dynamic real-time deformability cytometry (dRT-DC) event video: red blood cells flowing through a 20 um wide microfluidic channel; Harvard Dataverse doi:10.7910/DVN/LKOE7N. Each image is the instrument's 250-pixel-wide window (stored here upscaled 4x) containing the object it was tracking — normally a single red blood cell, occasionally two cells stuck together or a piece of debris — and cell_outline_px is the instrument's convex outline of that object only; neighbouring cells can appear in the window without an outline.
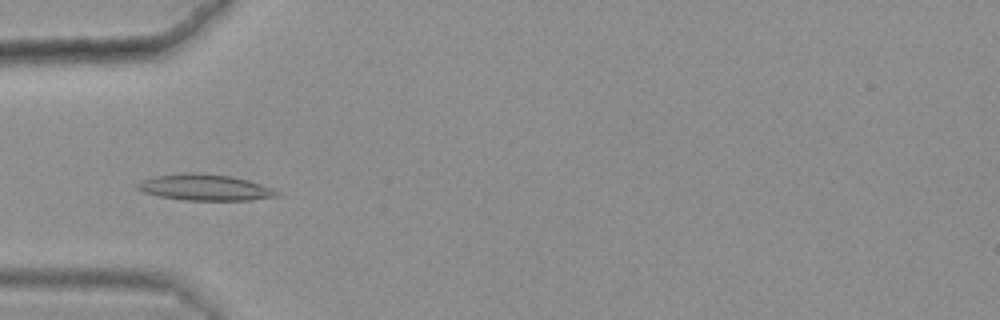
{"species": "common noctule bat (a hibernating species)", "species_latin": "Nyctalus noctula", "temperature_condition": "warm", "stored_images_in_passage": 46, "camera_frame_rate_fps": 3000, "um_per_image_px": 0.085, "animal": {"sex": "female", "body_mass_g": 25.1}, "frame": {"image": 1, "passage_image": 17, "time_ms": 5.333, "image_size_px": [1000, 320], "cell_outline_px": [[280, 196], [248, 200], [184, 200], [160, 196], [144, 192], [136, 188], [136, 184], [144, 180], [156, 176], [192, 172], [232, 176], [248, 180], [272, 188], [280, 192]], "centroid_in_image_um": [17.46, 15.93], "position_along_channel_um": 67.5, "area_um2": 21.04}}
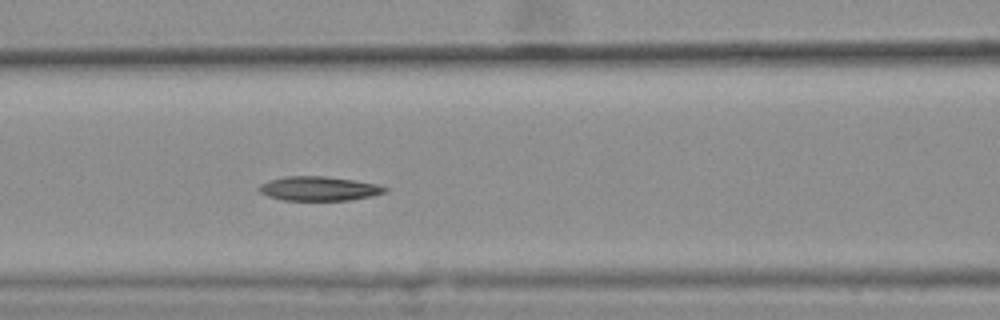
{"frame": {"image": 2, "passage_image": 23, "time_ms": 7.333, "image_size_px": [1000, 320], "cell_outline_px": [[388, 192], [372, 196], [348, 200], [280, 200], [268, 196], [260, 192], [256, 188], [260, 184], [268, 180], [284, 176], [324, 176], [356, 180], [376, 184], [388, 188]], "centroid_in_image_um": [27.09, 16.02], "position_along_channel_um": 139.5, "area_um2": 17.98}}
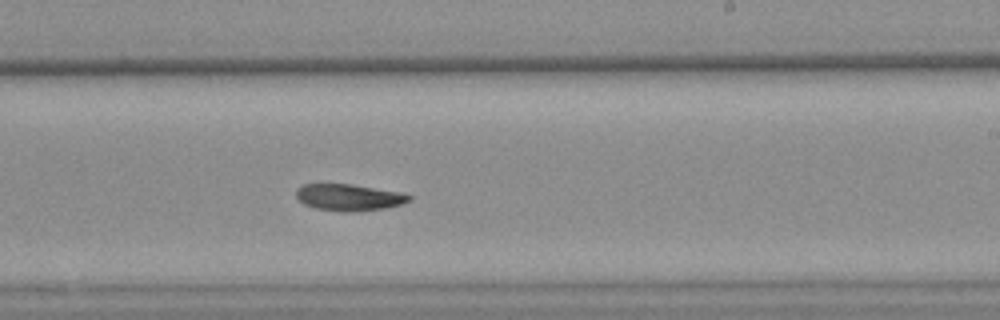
{"frame": {"image": 3, "passage_image": 33, "time_ms": 10.667, "image_size_px": [1000, 320], "cell_outline_px": [[412, 200], [404, 204], [384, 208], [352, 212], [348, 212], [316, 208], [304, 204], [296, 196], [296, 188], [304, 184], [352, 184], [404, 192], [412, 196]], "centroid_in_image_um": [29.72, 16.76], "position_along_channel_um": 259.3, "area_um2": 17.69}}